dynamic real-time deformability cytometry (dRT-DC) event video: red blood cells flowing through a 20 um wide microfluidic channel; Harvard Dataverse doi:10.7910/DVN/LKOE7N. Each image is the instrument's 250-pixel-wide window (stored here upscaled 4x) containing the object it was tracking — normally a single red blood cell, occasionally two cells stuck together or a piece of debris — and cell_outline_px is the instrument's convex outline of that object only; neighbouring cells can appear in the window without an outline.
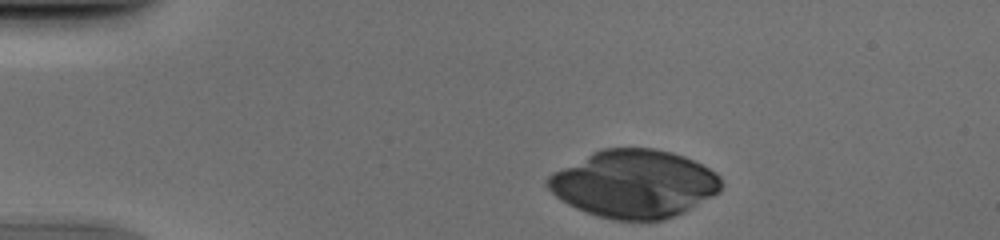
{"species": "human", "species_latin": "Homo sapiens", "temperature_condition": "cold", "stored_images_in_passage": 35, "camera_frame_rate_fps": 3000, "um_per_image_px": 0.085, "donor": {"sex": "male"}, "frame": {"image": 1, "passage_image": 1, "time_ms": 0.0, "image_size_px": [1000, 240], "cell_outline_px": [[724, 184], [720, 192], [684, 212], [676, 216], [664, 220], [612, 220], [584, 212], [560, 200], [544, 184], [544, 180], [552, 172], [592, 152], [604, 148], [656, 148], [672, 152], [684, 156], [716, 172], [720, 176]], "centroid_in_image_um": [53.9, 15.63], "position_along_channel_um": 31.1, "area_um2": 69.07}}
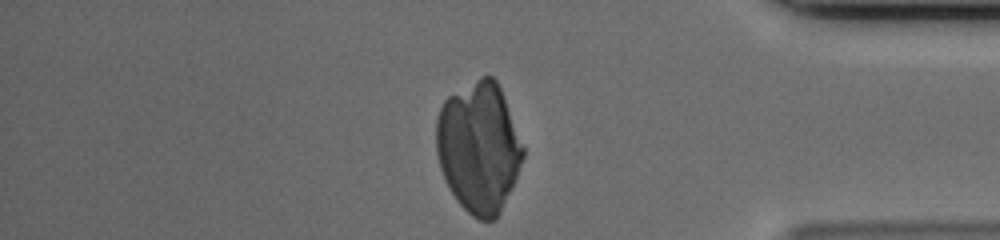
{"frame": {"image": 2, "passage_image": 35, "time_ms": 11.333, "image_size_px": [1000, 240], "cell_outline_px": [[524, 156], [516, 176], [500, 212], [496, 220], [480, 220], [472, 216], [456, 200], [448, 188], [440, 168], [436, 152], [436, 120], [440, 108], [444, 100], [448, 96], [480, 76], [492, 76], [496, 80], [500, 88], [524, 148]], "centroid_in_image_um": [40.67, 12.53], "position_along_channel_um": 394.5, "area_um2": 65.72}}